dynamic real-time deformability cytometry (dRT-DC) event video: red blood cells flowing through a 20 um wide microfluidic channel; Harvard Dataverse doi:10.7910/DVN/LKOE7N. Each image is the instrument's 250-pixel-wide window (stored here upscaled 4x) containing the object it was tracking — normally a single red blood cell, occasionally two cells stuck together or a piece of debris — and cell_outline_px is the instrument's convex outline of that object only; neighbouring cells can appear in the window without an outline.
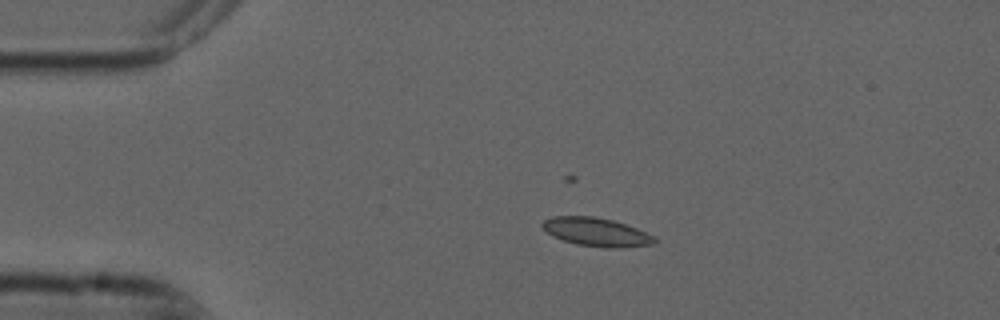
{"species": "common noctule bat (a hibernating species)", "species_latin": "Nyctalus noctula", "temperature_condition": "cold", "stored_images_in_passage": 8, "camera_frame_rate_fps": 3000, "um_per_image_px": 0.085, "animal": {"sex": "male", "forearm_length_mm": 52.5}, "frame": {"image": 1, "passage_image": 2, "time_ms": 0.333, "image_size_px": [1000, 320], "cell_outline_px": [[656, 240], [652, 244], [620, 248], [604, 248], [576, 244], [552, 236], [540, 224], [544, 220], [552, 216], [592, 216], [612, 220], [636, 228], [656, 236]], "centroid_in_image_um": [50.69, 19.72], "position_along_channel_um": 34.3, "area_um2": 18.55}}
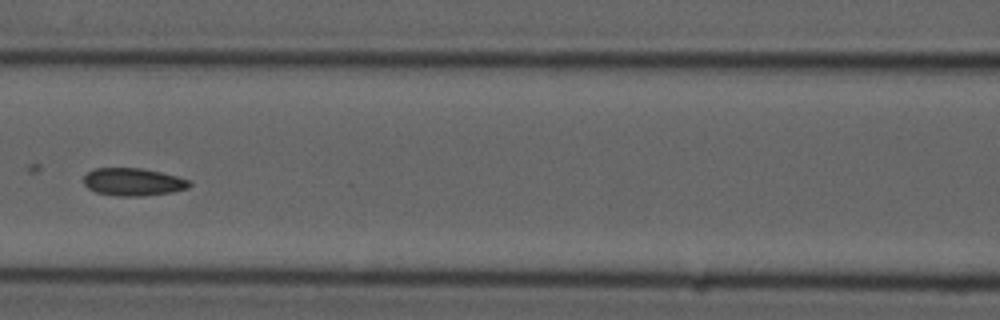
{"frame": {"image": 2, "passage_image": 5, "time_ms": 1.333, "image_size_px": [1000, 320], "cell_outline_px": [[192, 184], [188, 188], [172, 192], [140, 196], [120, 196], [96, 192], [88, 188], [84, 184], [84, 176], [88, 172], [96, 168], [140, 168], [160, 172], [192, 180]], "centroid_in_image_um": [11.34, 15.46], "position_along_channel_um": 155.3, "area_um2": 16.99}}
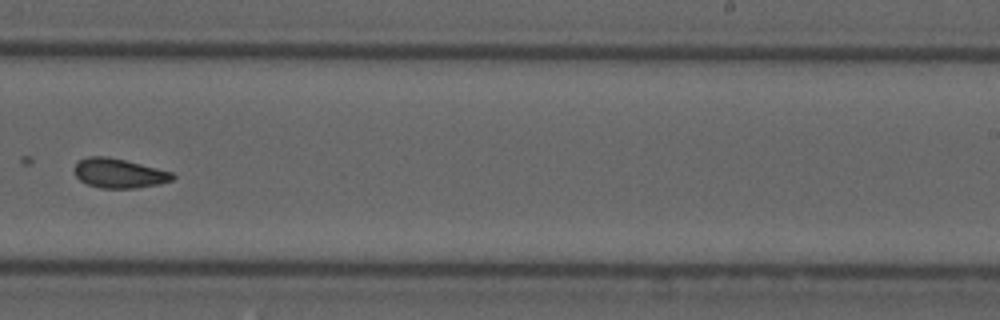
{"frame": {"image": 3, "passage_image": 8, "time_ms": 2.333, "image_size_px": [1000, 320], "cell_outline_px": [[176, 176], [172, 180], [160, 184], [136, 188], [100, 188], [88, 184], [80, 180], [76, 176], [72, 168], [80, 160], [88, 156], [108, 156], [172, 172]], "centroid_in_image_um": [10.1, 14.73], "position_along_channel_um": 278.9, "area_um2": 16.82}}